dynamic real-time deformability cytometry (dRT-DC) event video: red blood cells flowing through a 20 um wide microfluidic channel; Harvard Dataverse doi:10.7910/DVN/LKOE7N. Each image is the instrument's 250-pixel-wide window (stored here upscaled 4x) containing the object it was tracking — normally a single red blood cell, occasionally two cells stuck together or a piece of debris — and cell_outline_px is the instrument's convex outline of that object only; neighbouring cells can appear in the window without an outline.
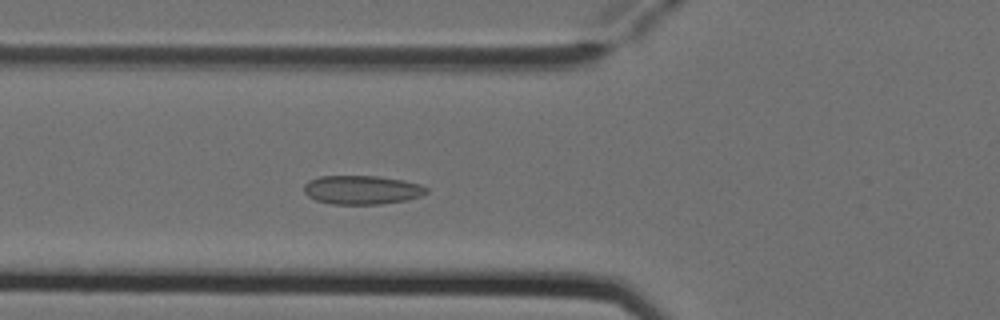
{"species": "Egyptian fruit bat (a non-hibernating species)", "species_latin": "Rousettus aegyptiacus", "temperature_condition": "cold", "stored_images_in_passage": 5, "camera_frame_rate_fps": 3000, "um_per_image_px": 0.085, "animal": {"sex": "female"}, "frame": {"image": 1, "passage_image": 5, "time_ms": 1.333, "image_size_px": [1000, 320], "cell_outline_px": [[428, 192], [420, 196], [404, 200], [380, 204], [332, 204], [316, 200], [308, 196], [304, 192], [304, 184], [308, 180], [320, 176], [380, 176], [404, 180], [420, 184], [428, 188]], "centroid_in_image_um": [30.75, 16.13], "position_along_channel_um": 95.0, "area_um2": 20.63}}